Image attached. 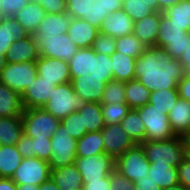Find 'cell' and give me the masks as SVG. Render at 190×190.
<instances>
[{"instance_id":"6da1fadb","label":"cell","mask_w":190,"mask_h":190,"mask_svg":"<svg viewBox=\"0 0 190 190\" xmlns=\"http://www.w3.org/2000/svg\"><path fill=\"white\" fill-rule=\"evenodd\" d=\"M184 75L179 59H172L163 48L146 47L136 58L135 79L150 92L178 89Z\"/></svg>"},{"instance_id":"7a4b0ae2","label":"cell","mask_w":190,"mask_h":190,"mask_svg":"<svg viewBox=\"0 0 190 190\" xmlns=\"http://www.w3.org/2000/svg\"><path fill=\"white\" fill-rule=\"evenodd\" d=\"M111 63L109 55L95 52L92 47L80 48L68 62L71 80H103L107 84L114 79Z\"/></svg>"},{"instance_id":"3957f363","label":"cell","mask_w":190,"mask_h":190,"mask_svg":"<svg viewBox=\"0 0 190 190\" xmlns=\"http://www.w3.org/2000/svg\"><path fill=\"white\" fill-rule=\"evenodd\" d=\"M123 0H69L67 13L71 18H80L99 28L109 14L119 11Z\"/></svg>"},{"instance_id":"277c9868","label":"cell","mask_w":190,"mask_h":190,"mask_svg":"<svg viewBox=\"0 0 190 190\" xmlns=\"http://www.w3.org/2000/svg\"><path fill=\"white\" fill-rule=\"evenodd\" d=\"M141 145L150 163L169 164L178 167L187 157L185 143L181 136L167 140H147Z\"/></svg>"},{"instance_id":"5b68a950","label":"cell","mask_w":190,"mask_h":190,"mask_svg":"<svg viewBox=\"0 0 190 190\" xmlns=\"http://www.w3.org/2000/svg\"><path fill=\"white\" fill-rule=\"evenodd\" d=\"M83 103V100L74 91L72 83L68 82L56 85L52 89V94L49 95V99L43 106V109L61 120L74 111H78Z\"/></svg>"},{"instance_id":"8992f818","label":"cell","mask_w":190,"mask_h":190,"mask_svg":"<svg viewBox=\"0 0 190 190\" xmlns=\"http://www.w3.org/2000/svg\"><path fill=\"white\" fill-rule=\"evenodd\" d=\"M155 47L163 48L172 59H179L188 47V32L182 30V27L172 24L170 19L161 12Z\"/></svg>"},{"instance_id":"52a82bcc","label":"cell","mask_w":190,"mask_h":190,"mask_svg":"<svg viewBox=\"0 0 190 190\" xmlns=\"http://www.w3.org/2000/svg\"><path fill=\"white\" fill-rule=\"evenodd\" d=\"M21 119L24 134L31 138H50L61 122L43 108L24 109Z\"/></svg>"},{"instance_id":"ba28073f","label":"cell","mask_w":190,"mask_h":190,"mask_svg":"<svg viewBox=\"0 0 190 190\" xmlns=\"http://www.w3.org/2000/svg\"><path fill=\"white\" fill-rule=\"evenodd\" d=\"M135 110L146 128L145 141L167 140L176 136L171 129L168 115L155 108V106L148 103Z\"/></svg>"},{"instance_id":"9c48e42d","label":"cell","mask_w":190,"mask_h":190,"mask_svg":"<svg viewBox=\"0 0 190 190\" xmlns=\"http://www.w3.org/2000/svg\"><path fill=\"white\" fill-rule=\"evenodd\" d=\"M52 154L48 161L51 169L74 164L77 140L67 133L66 127L60 122L55 134L50 137Z\"/></svg>"},{"instance_id":"30bf717a","label":"cell","mask_w":190,"mask_h":190,"mask_svg":"<svg viewBox=\"0 0 190 190\" xmlns=\"http://www.w3.org/2000/svg\"><path fill=\"white\" fill-rule=\"evenodd\" d=\"M150 162L146 158L141 144H135L121 156L116 158L115 170L128 178L131 182L149 176Z\"/></svg>"},{"instance_id":"8fae6325","label":"cell","mask_w":190,"mask_h":190,"mask_svg":"<svg viewBox=\"0 0 190 190\" xmlns=\"http://www.w3.org/2000/svg\"><path fill=\"white\" fill-rule=\"evenodd\" d=\"M40 56L69 62L79 49L68 37L61 35L34 34Z\"/></svg>"},{"instance_id":"7c38bea8","label":"cell","mask_w":190,"mask_h":190,"mask_svg":"<svg viewBox=\"0 0 190 190\" xmlns=\"http://www.w3.org/2000/svg\"><path fill=\"white\" fill-rule=\"evenodd\" d=\"M37 76L36 61L6 63L0 81L21 96Z\"/></svg>"},{"instance_id":"4fadbf2b","label":"cell","mask_w":190,"mask_h":190,"mask_svg":"<svg viewBox=\"0 0 190 190\" xmlns=\"http://www.w3.org/2000/svg\"><path fill=\"white\" fill-rule=\"evenodd\" d=\"M74 164L83 181L101 180L115 170L116 159L107 154H95L89 157H77Z\"/></svg>"},{"instance_id":"5bb4252c","label":"cell","mask_w":190,"mask_h":190,"mask_svg":"<svg viewBox=\"0 0 190 190\" xmlns=\"http://www.w3.org/2000/svg\"><path fill=\"white\" fill-rule=\"evenodd\" d=\"M51 177L50 164L37 157L23 158L15 170L12 180L16 184H33L39 186Z\"/></svg>"},{"instance_id":"9a60e30c","label":"cell","mask_w":190,"mask_h":190,"mask_svg":"<svg viewBox=\"0 0 190 190\" xmlns=\"http://www.w3.org/2000/svg\"><path fill=\"white\" fill-rule=\"evenodd\" d=\"M104 153L115 159L135 145L121 124L105 125L101 129Z\"/></svg>"},{"instance_id":"2e32d148","label":"cell","mask_w":190,"mask_h":190,"mask_svg":"<svg viewBox=\"0 0 190 190\" xmlns=\"http://www.w3.org/2000/svg\"><path fill=\"white\" fill-rule=\"evenodd\" d=\"M36 71L43 80L54 82L56 85L71 82L68 62L39 56L36 60Z\"/></svg>"},{"instance_id":"e0dca14e","label":"cell","mask_w":190,"mask_h":190,"mask_svg":"<svg viewBox=\"0 0 190 190\" xmlns=\"http://www.w3.org/2000/svg\"><path fill=\"white\" fill-rule=\"evenodd\" d=\"M55 87L54 82L43 80L37 76L21 95L24 109L43 108Z\"/></svg>"},{"instance_id":"ac0fdd59","label":"cell","mask_w":190,"mask_h":190,"mask_svg":"<svg viewBox=\"0 0 190 190\" xmlns=\"http://www.w3.org/2000/svg\"><path fill=\"white\" fill-rule=\"evenodd\" d=\"M134 21L123 10L114 11L101 23L99 32L118 39L133 33Z\"/></svg>"},{"instance_id":"d6986e66","label":"cell","mask_w":190,"mask_h":190,"mask_svg":"<svg viewBox=\"0 0 190 190\" xmlns=\"http://www.w3.org/2000/svg\"><path fill=\"white\" fill-rule=\"evenodd\" d=\"M40 54L33 35L14 41L5 55L6 63L36 61Z\"/></svg>"},{"instance_id":"ffe728a7","label":"cell","mask_w":190,"mask_h":190,"mask_svg":"<svg viewBox=\"0 0 190 190\" xmlns=\"http://www.w3.org/2000/svg\"><path fill=\"white\" fill-rule=\"evenodd\" d=\"M98 34L99 28L80 18H72L69 29L67 30L69 39L79 49L92 47Z\"/></svg>"},{"instance_id":"44dd1931","label":"cell","mask_w":190,"mask_h":190,"mask_svg":"<svg viewBox=\"0 0 190 190\" xmlns=\"http://www.w3.org/2000/svg\"><path fill=\"white\" fill-rule=\"evenodd\" d=\"M161 22V12H153L134 22L133 34L146 46L155 47Z\"/></svg>"},{"instance_id":"7402d4cb","label":"cell","mask_w":190,"mask_h":190,"mask_svg":"<svg viewBox=\"0 0 190 190\" xmlns=\"http://www.w3.org/2000/svg\"><path fill=\"white\" fill-rule=\"evenodd\" d=\"M168 119L171 129L176 136H183L190 131V102L178 98L174 107L169 111Z\"/></svg>"},{"instance_id":"603a6c76","label":"cell","mask_w":190,"mask_h":190,"mask_svg":"<svg viewBox=\"0 0 190 190\" xmlns=\"http://www.w3.org/2000/svg\"><path fill=\"white\" fill-rule=\"evenodd\" d=\"M29 36L28 32L13 17L0 19V53L6 55L14 41Z\"/></svg>"},{"instance_id":"cb8c5ba5","label":"cell","mask_w":190,"mask_h":190,"mask_svg":"<svg viewBox=\"0 0 190 190\" xmlns=\"http://www.w3.org/2000/svg\"><path fill=\"white\" fill-rule=\"evenodd\" d=\"M46 16V11L37 3L28 2L13 18L28 32L34 35Z\"/></svg>"},{"instance_id":"d4e9b609","label":"cell","mask_w":190,"mask_h":190,"mask_svg":"<svg viewBox=\"0 0 190 190\" xmlns=\"http://www.w3.org/2000/svg\"><path fill=\"white\" fill-rule=\"evenodd\" d=\"M51 178L60 190L82 189L83 180L75 164L51 169Z\"/></svg>"},{"instance_id":"484cf974","label":"cell","mask_w":190,"mask_h":190,"mask_svg":"<svg viewBox=\"0 0 190 190\" xmlns=\"http://www.w3.org/2000/svg\"><path fill=\"white\" fill-rule=\"evenodd\" d=\"M21 96L0 81V117H22Z\"/></svg>"},{"instance_id":"4316f807","label":"cell","mask_w":190,"mask_h":190,"mask_svg":"<svg viewBox=\"0 0 190 190\" xmlns=\"http://www.w3.org/2000/svg\"><path fill=\"white\" fill-rule=\"evenodd\" d=\"M74 91L79 95L83 102L100 103L106 83L103 80L92 79H72Z\"/></svg>"},{"instance_id":"83f0119b","label":"cell","mask_w":190,"mask_h":190,"mask_svg":"<svg viewBox=\"0 0 190 190\" xmlns=\"http://www.w3.org/2000/svg\"><path fill=\"white\" fill-rule=\"evenodd\" d=\"M114 80L131 81L135 79L136 58L115 51L110 55Z\"/></svg>"},{"instance_id":"f1b7e54d","label":"cell","mask_w":190,"mask_h":190,"mask_svg":"<svg viewBox=\"0 0 190 190\" xmlns=\"http://www.w3.org/2000/svg\"><path fill=\"white\" fill-rule=\"evenodd\" d=\"M150 179L162 189L179 184L178 170L174 165L150 163Z\"/></svg>"},{"instance_id":"f546056e","label":"cell","mask_w":190,"mask_h":190,"mask_svg":"<svg viewBox=\"0 0 190 190\" xmlns=\"http://www.w3.org/2000/svg\"><path fill=\"white\" fill-rule=\"evenodd\" d=\"M72 18L67 12L59 14H46L35 34L61 35L67 33Z\"/></svg>"},{"instance_id":"4dcf8cb0","label":"cell","mask_w":190,"mask_h":190,"mask_svg":"<svg viewBox=\"0 0 190 190\" xmlns=\"http://www.w3.org/2000/svg\"><path fill=\"white\" fill-rule=\"evenodd\" d=\"M78 112L82 116L83 128H86L87 133L100 131L105 126L101 103L84 102Z\"/></svg>"},{"instance_id":"1f68e13d","label":"cell","mask_w":190,"mask_h":190,"mask_svg":"<svg viewBox=\"0 0 190 190\" xmlns=\"http://www.w3.org/2000/svg\"><path fill=\"white\" fill-rule=\"evenodd\" d=\"M22 159L16 145H0V178H12Z\"/></svg>"},{"instance_id":"d6a6232c","label":"cell","mask_w":190,"mask_h":190,"mask_svg":"<svg viewBox=\"0 0 190 190\" xmlns=\"http://www.w3.org/2000/svg\"><path fill=\"white\" fill-rule=\"evenodd\" d=\"M23 134L21 117H0V145H16Z\"/></svg>"},{"instance_id":"836d02e7","label":"cell","mask_w":190,"mask_h":190,"mask_svg":"<svg viewBox=\"0 0 190 190\" xmlns=\"http://www.w3.org/2000/svg\"><path fill=\"white\" fill-rule=\"evenodd\" d=\"M95 154H104V143L101 130L88 132L77 140V157H89Z\"/></svg>"},{"instance_id":"e575fe53","label":"cell","mask_w":190,"mask_h":190,"mask_svg":"<svg viewBox=\"0 0 190 190\" xmlns=\"http://www.w3.org/2000/svg\"><path fill=\"white\" fill-rule=\"evenodd\" d=\"M150 95L151 92L140 83L138 79L126 82L125 98L126 103L131 109H136L148 104Z\"/></svg>"},{"instance_id":"d590c367","label":"cell","mask_w":190,"mask_h":190,"mask_svg":"<svg viewBox=\"0 0 190 190\" xmlns=\"http://www.w3.org/2000/svg\"><path fill=\"white\" fill-rule=\"evenodd\" d=\"M120 124L135 144H141L145 141L146 128L135 109H130Z\"/></svg>"},{"instance_id":"8d00e7d4","label":"cell","mask_w":190,"mask_h":190,"mask_svg":"<svg viewBox=\"0 0 190 190\" xmlns=\"http://www.w3.org/2000/svg\"><path fill=\"white\" fill-rule=\"evenodd\" d=\"M122 9L134 22L142 20L153 12H159L156 0H123Z\"/></svg>"},{"instance_id":"74e56055","label":"cell","mask_w":190,"mask_h":190,"mask_svg":"<svg viewBox=\"0 0 190 190\" xmlns=\"http://www.w3.org/2000/svg\"><path fill=\"white\" fill-rule=\"evenodd\" d=\"M174 25L190 32V0H181L163 12Z\"/></svg>"},{"instance_id":"f35d334b","label":"cell","mask_w":190,"mask_h":190,"mask_svg":"<svg viewBox=\"0 0 190 190\" xmlns=\"http://www.w3.org/2000/svg\"><path fill=\"white\" fill-rule=\"evenodd\" d=\"M179 98L178 89H162L151 92L149 104L168 114Z\"/></svg>"},{"instance_id":"ab89813d","label":"cell","mask_w":190,"mask_h":190,"mask_svg":"<svg viewBox=\"0 0 190 190\" xmlns=\"http://www.w3.org/2000/svg\"><path fill=\"white\" fill-rule=\"evenodd\" d=\"M125 81L111 80L105 86L103 95L101 98V104H122L126 103L125 98Z\"/></svg>"},{"instance_id":"60d3db41","label":"cell","mask_w":190,"mask_h":190,"mask_svg":"<svg viewBox=\"0 0 190 190\" xmlns=\"http://www.w3.org/2000/svg\"><path fill=\"white\" fill-rule=\"evenodd\" d=\"M146 46L132 33L116 39L115 51L137 58L145 50Z\"/></svg>"},{"instance_id":"b9f144b4","label":"cell","mask_w":190,"mask_h":190,"mask_svg":"<svg viewBox=\"0 0 190 190\" xmlns=\"http://www.w3.org/2000/svg\"><path fill=\"white\" fill-rule=\"evenodd\" d=\"M127 103L122 104H101V112L105 125L120 124L123 118L130 111Z\"/></svg>"},{"instance_id":"7bdbcfd3","label":"cell","mask_w":190,"mask_h":190,"mask_svg":"<svg viewBox=\"0 0 190 190\" xmlns=\"http://www.w3.org/2000/svg\"><path fill=\"white\" fill-rule=\"evenodd\" d=\"M61 123L66 127L67 133L76 140H79L87 133L86 128H83L82 116L78 111H74L67 117L61 119Z\"/></svg>"},{"instance_id":"ee69618b","label":"cell","mask_w":190,"mask_h":190,"mask_svg":"<svg viewBox=\"0 0 190 190\" xmlns=\"http://www.w3.org/2000/svg\"><path fill=\"white\" fill-rule=\"evenodd\" d=\"M92 48L95 52L110 56L113 52H115L116 39L112 36L99 32Z\"/></svg>"},{"instance_id":"f6af8a7d","label":"cell","mask_w":190,"mask_h":190,"mask_svg":"<svg viewBox=\"0 0 190 190\" xmlns=\"http://www.w3.org/2000/svg\"><path fill=\"white\" fill-rule=\"evenodd\" d=\"M33 152L36 157L45 161H49L52 154V145L50 138H32Z\"/></svg>"},{"instance_id":"bcb514c9","label":"cell","mask_w":190,"mask_h":190,"mask_svg":"<svg viewBox=\"0 0 190 190\" xmlns=\"http://www.w3.org/2000/svg\"><path fill=\"white\" fill-rule=\"evenodd\" d=\"M39 4L46 14H59L67 12V3L64 0H29Z\"/></svg>"},{"instance_id":"7dc6e473","label":"cell","mask_w":190,"mask_h":190,"mask_svg":"<svg viewBox=\"0 0 190 190\" xmlns=\"http://www.w3.org/2000/svg\"><path fill=\"white\" fill-rule=\"evenodd\" d=\"M112 190H135L134 182L114 170L109 174Z\"/></svg>"},{"instance_id":"c3c4849f","label":"cell","mask_w":190,"mask_h":190,"mask_svg":"<svg viewBox=\"0 0 190 190\" xmlns=\"http://www.w3.org/2000/svg\"><path fill=\"white\" fill-rule=\"evenodd\" d=\"M1 1H2V12L5 17L15 16L29 2V0H1Z\"/></svg>"},{"instance_id":"681fc988","label":"cell","mask_w":190,"mask_h":190,"mask_svg":"<svg viewBox=\"0 0 190 190\" xmlns=\"http://www.w3.org/2000/svg\"><path fill=\"white\" fill-rule=\"evenodd\" d=\"M16 147L20 154L22 155V158H32L36 157V152H33L32 147V138L23 134L17 144Z\"/></svg>"},{"instance_id":"f907efd6","label":"cell","mask_w":190,"mask_h":190,"mask_svg":"<svg viewBox=\"0 0 190 190\" xmlns=\"http://www.w3.org/2000/svg\"><path fill=\"white\" fill-rule=\"evenodd\" d=\"M179 184L190 188V159L186 157L177 167Z\"/></svg>"},{"instance_id":"816d5d0a","label":"cell","mask_w":190,"mask_h":190,"mask_svg":"<svg viewBox=\"0 0 190 190\" xmlns=\"http://www.w3.org/2000/svg\"><path fill=\"white\" fill-rule=\"evenodd\" d=\"M82 189L83 190H112L110 177L107 176L104 179L95 180V181H83Z\"/></svg>"},{"instance_id":"f5cc1de1","label":"cell","mask_w":190,"mask_h":190,"mask_svg":"<svg viewBox=\"0 0 190 190\" xmlns=\"http://www.w3.org/2000/svg\"><path fill=\"white\" fill-rule=\"evenodd\" d=\"M179 97L190 102V75L185 74L178 83Z\"/></svg>"},{"instance_id":"db71d44e","label":"cell","mask_w":190,"mask_h":190,"mask_svg":"<svg viewBox=\"0 0 190 190\" xmlns=\"http://www.w3.org/2000/svg\"><path fill=\"white\" fill-rule=\"evenodd\" d=\"M134 186L135 190H162L161 187L150 179V175L143 179H137V181L134 182Z\"/></svg>"},{"instance_id":"11a10c76","label":"cell","mask_w":190,"mask_h":190,"mask_svg":"<svg viewBox=\"0 0 190 190\" xmlns=\"http://www.w3.org/2000/svg\"><path fill=\"white\" fill-rule=\"evenodd\" d=\"M179 61L182 64L184 74L190 75V32H188V47L179 58Z\"/></svg>"},{"instance_id":"9f6ffc18","label":"cell","mask_w":190,"mask_h":190,"mask_svg":"<svg viewBox=\"0 0 190 190\" xmlns=\"http://www.w3.org/2000/svg\"><path fill=\"white\" fill-rule=\"evenodd\" d=\"M0 190H17V184L11 178H0Z\"/></svg>"},{"instance_id":"6f0895ef","label":"cell","mask_w":190,"mask_h":190,"mask_svg":"<svg viewBox=\"0 0 190 190\" xmlns=\"http://www.w3.org/2000/svg\"><path fill=\"white\" fill-rule=\"evenodd\" d=\"M181 0H156L159 12H165L170 6H173Z\"/></svg>"},{"instance_id":"680465c9","label":"cell","mask_w":190,"mask_h":190,"mask_svg":"<svg viewBox=\"0 0 190 190\" xmlns=\"http://www.w3.org/2000/svg\"><path fill=\"white\" fill-rule=\"evenodd\" d=\"M39 190H60L55 184L53 179L50 177L46 182L39 185Z\"/></svg>"},{"instance_id":"91938a15","label":"cell","mask_w":190,"mask_h":190,"mask_svg":"<svg viewBox=\"0 0 190 190\" xmlns=\"http://www.w3.org/2000/svg\"><path fill=\"white\" fill-rule=\"evenodd\" d=\"M17 190H39V186L33 184H17Z\"/></svg>"},{"instance_id":"94428289","label":"cell","mask_w":190,"mask_h":190,"mask_svg":"<svg viewBox=\"0 0 190 190\" xmlns=\"http://www.w3.org/2000/svg\"><path fill=\"white\" fill-rule=\"evenodd\" d=\"M182 140L185 143V147H186V151L190 152V131L186 132L183 136H182Z\"/></svg>"},{"instance_id":"6125c7cd","label":"cell","mask_w":190,"mask_h":190,"mask_svg":"<svg viewBox=\"0 0 190 190\" xmlns=\"http://www.w3.org/2000/svg\"><path fill=\"white\" fill-rule=\"evenodd\" d=\"M6 64L5 56L0 53V75Z\"/></svg>"},{"instance_id":"be15d7a7","label":"cell","mask_w":190,"mask_h":190,"mask_svg":"<svg viewBox=\"0 0 190 190\" xmlns=\"http://www.w3.org/2000/svg\"><path fill=\"white\" fill-rule=\"evenodd\" d=\"M162 190H186V188H184L182 185L177 184L168 188H164Z\"/></svg>"},{"instance_id":"e7e4bbea","label":"cell","mask_w":190,"mask_h":190,"mask_svg":"<svg viewBox=\"0 0 190 190\" xmlns=\"http://www.w3.org/2000/svg\"><path fill=\"white\" fill-rule=\"evenodd\" d=\"M4 17L3 12H2V1L0 0V19Z\"/></svg>"},{"instance_id":"03108f58","label":"cell","mask_w":190,"mask_h":190,"mask_svg":"<svg viewBox=\"0 0 190 190\" xmlns=\"http://www.w3.org/2000/svg\"><path fill=\"white\" fill-rule=\"evenodd\" d=\"M187 157L190 159V152H187Z\"/></svg>"}]
</instances>
